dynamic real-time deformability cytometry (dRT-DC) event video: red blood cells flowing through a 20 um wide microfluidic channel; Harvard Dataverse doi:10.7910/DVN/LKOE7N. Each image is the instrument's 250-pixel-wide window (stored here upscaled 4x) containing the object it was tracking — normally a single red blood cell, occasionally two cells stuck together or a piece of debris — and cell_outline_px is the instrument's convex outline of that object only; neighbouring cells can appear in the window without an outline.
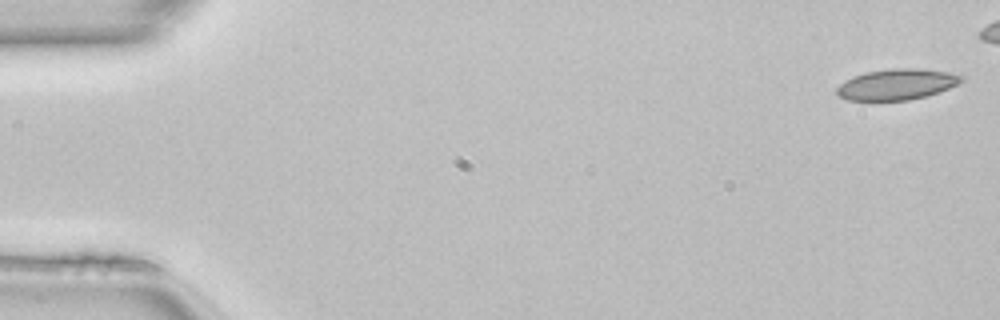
{"species": "common noctule bat (a hibernating species)", "species_latin": "Nyctalus noctula", "temperature_condition": "room temperature", "stored_images_in_passage": 43, "camera_frame_rate_fps": 3000, "um_per_image_px": 0.085, "animal": {"sex": "female", "body_mass_g": 22.7, "forearm_length_mm": 54.2}, "frame": {"image": 1, "passage_image": 1, "time_ms": 0.0, "image_size_px": [1000, 320], "cell_outline_px": [[964, 80], [948, 88], [924, 96], [908, 100], [848, 100], [840, 96], [836, 92], [836, 88], [844, 80], [852, 76], [864, 72], [892, 68], [916, 68], [948, 72], [964, 76]], "centroid_in_image_um": [76.19, 7.16], "position_along_channel_um": 8.8, "area_um2": 22.25}}
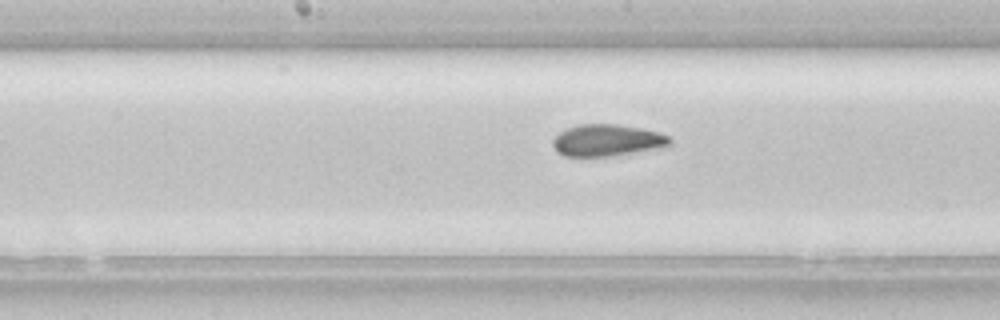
{"frame": {"image": 2, "passage_image": 25, "time_ms": 8.0, "image_size_px": [1000, 320], "cell_outline_px": [[672, 144], [664, 148], [612, 156], [564, 156], [556, 152], [552, 144], [552, 140], [560, 132], [568, 128], [580, 124], [616, 124], [640, 128], [656, 132], [668, 136], [672, 140]], "centroid_in_image_um": [51.62, 11.94], "position_along_channel_um": 196.6, "area_um2": 21.79}}
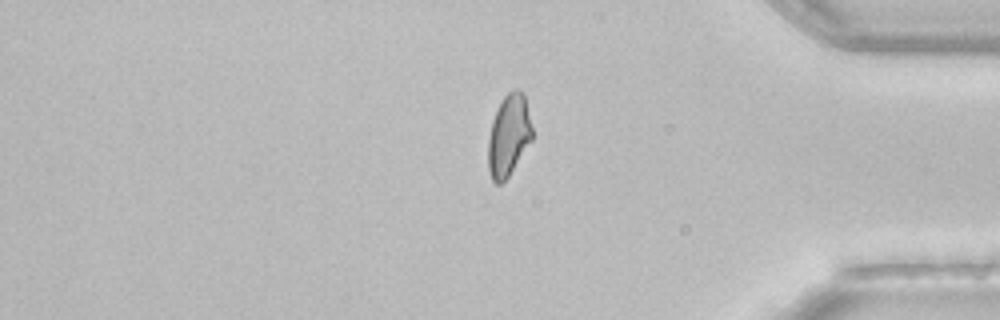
{"frame": {"image": 3, "passage_image": 41, "time_ms": 13.333, "image_size_px": [1000, 320], "cell_outline_px": [[532, 140], [508, 176], [500, 184], [496, 184], [492, 180], [488, 172], [488, 140], [492, 120], [504, 96], [508, 92], [516, 88], [524, 96], [532, 128]], "centroid_in_image_um": [43.22, 11.54], "position_along_channel_um": 392.0, "area_um2": 20.63}}